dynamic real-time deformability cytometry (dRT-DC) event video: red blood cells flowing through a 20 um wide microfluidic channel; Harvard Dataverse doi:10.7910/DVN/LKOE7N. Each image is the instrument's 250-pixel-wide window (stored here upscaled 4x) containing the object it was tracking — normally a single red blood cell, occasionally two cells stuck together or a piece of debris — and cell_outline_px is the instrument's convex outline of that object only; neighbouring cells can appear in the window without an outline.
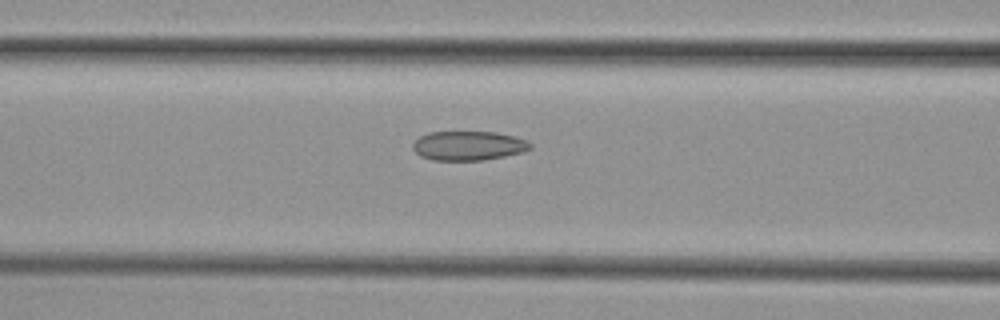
{"species": "common noctule bat (a hibernating species)", "species_latin": "Nyctalus noctula", "temperature_condition": "cold", "stored_images_in_passage": 26, "camera_frame_rate_fps": 3000, "um_per_image_px": 0.085, "animal": {"sex": "female", "body_mass_g": 29.2, "forearm_length_mm": 56.3}, "frame": {"image": 1, "passage_image": 22, "time_ms": 7.0, "image_size_px": [1000, 320], "cell_outline_px": [[532, 148], [524, 152], [484, 160], [432, 160], [420, 156], [412, 148], [412, 144], [420, 136], [428, 132], [496, 132], [516, 136], [528, 140], [532, 144]], "centroid_in_image_um": [39.85, 12.38], "position_along_channel_um": 126.8, "area_um2": 20.23}}
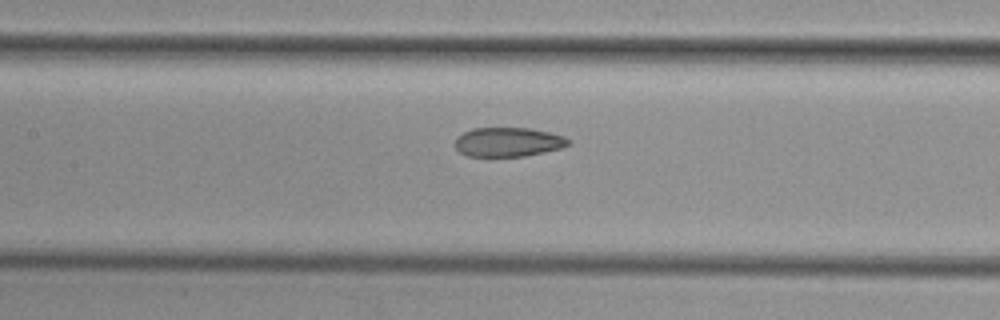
{"frame": {"image": 2, "passage_image": 25, "time_ms": 8.0, "image_size_px": [1000, 320], "cell_outline_px": [[568, 144], [560, 148], [544, 152], [524, 156], [468, 156], [460, 152], [456, 148], [456, 136], [472, 128], [532, 128], [564, 136], [568, 140]], "centroid_in_image_um": [43.16, 12.06], "position_along_channel_um": 164.2, "area_um2": 19.13}}